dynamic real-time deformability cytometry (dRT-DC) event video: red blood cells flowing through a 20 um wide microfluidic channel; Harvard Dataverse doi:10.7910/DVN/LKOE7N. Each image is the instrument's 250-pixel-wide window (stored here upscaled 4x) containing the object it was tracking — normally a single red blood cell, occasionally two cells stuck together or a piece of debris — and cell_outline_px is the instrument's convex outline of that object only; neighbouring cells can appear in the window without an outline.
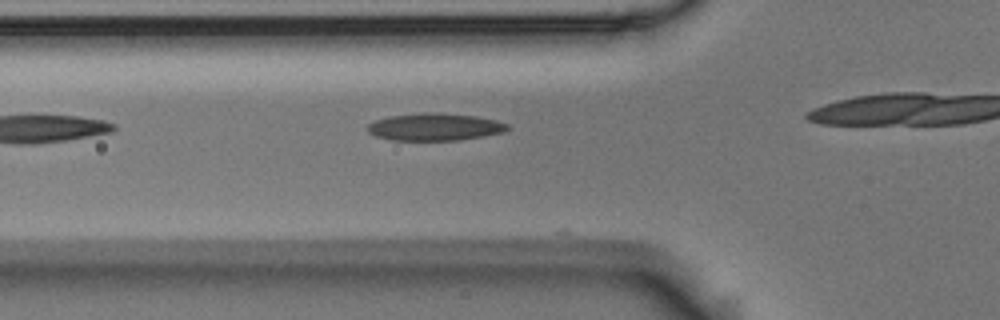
{"species": "Egyptian fruit bat (a non-hibernating species)", "species_latin": "Rousettus aegyptiacus", "temperature_condition": "room temperature", "stored_images_in_passage": 8, "camera_frame_rate_fps": 3000, "um_per_image_px": 0.085, "animal": {"sex": "male"}, "frame": {"image": 1, "passage_image": 4, "time_ms": 1.0, "image_size_px": [1000, 320], "cell_outline_px": [[508, 128], [504, 132], [484, 136], [460, 140], [392, 140], [376, 136], [368, 132], [368, 124], [376, 120], [388, 116], [428, 112], [436, 112], [476, 116], [496, 120], [508, 124]], "centroid_in_image_um": [36.96, 10.78], "position_along_channel_um": 88.8, "area_um2": 22.25}}
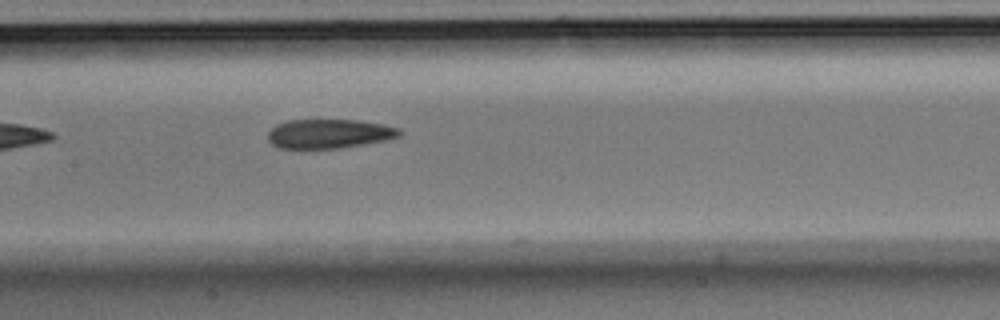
{"frame": {"image": 2, "passage_image": 8, "time_ms": 2.333, "image_size_px": [1000, 320], "cell_outline_px": [[404, 132], [400, 136], [388, 140], [340, 148], [280, 148], [272, 144], [268, 140], [268, 132], [276, 124], [288, 120], [356, 120], [384, 124], [400, 128]], "centroid_in_image_um": [28.02, 11.36], "position_along_channel_um": 179.4, "area_um2": 22.54}}